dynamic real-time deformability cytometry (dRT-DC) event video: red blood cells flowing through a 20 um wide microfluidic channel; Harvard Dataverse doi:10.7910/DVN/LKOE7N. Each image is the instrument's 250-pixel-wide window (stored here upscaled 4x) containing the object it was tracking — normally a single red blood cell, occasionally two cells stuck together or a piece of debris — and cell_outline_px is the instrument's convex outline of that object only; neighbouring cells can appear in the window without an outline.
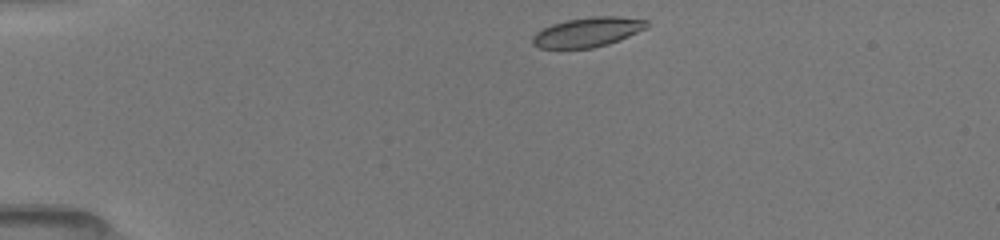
{"species": "common noctule bat (a hibernating species)", "species_latin": "Nyctalus noctula", "temperature_condition": "room temperature", "stored_images_in_passage": 41, "camera_frame_rate_fps": 3000, "um_per_image_px": 0.085, "animal": {"sex": "female", "body_mass_g": 19.5, "forearm_length_mm": 54.1}, "frame": {"image": 1, "passage_image": 1, "time_ms": 0.0, "image_size_px": [1000, 240], "cell_outline_px": [[648, 28], [620, 40], [608, 44], [592, 48], [540, 48], [532, 44], [532, 36], [536, 32], [552, 24], [568, 20], [592, 16], [616, 16], [648, 20]], "centroid_in_image_um": [49.97, 2.73], "position_along_channel_um": 35.0, "area_um2": 19.71}}
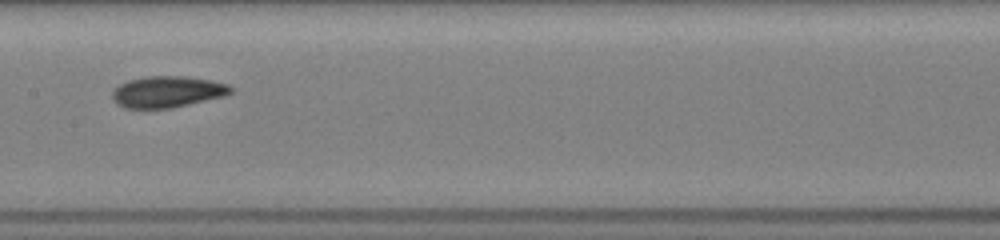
{"frame": {"image": 2, "passage_image": 17, "time_ms": 5.333, "image_size_px": [1000, 240], "cell_outline_px": [[232, 92], [224, 96], [172, 108], [124, 108], [116, 104], [112, 100], [112, 92], [120, 84], [128, 80], [144, 76], [184, 76], [208, 80], [228, 84], [232, 88]], "centroid_in_image_um": [14.19, 7.8], "position_along_channel_um": 193.2, "area_um2": 21.62}}
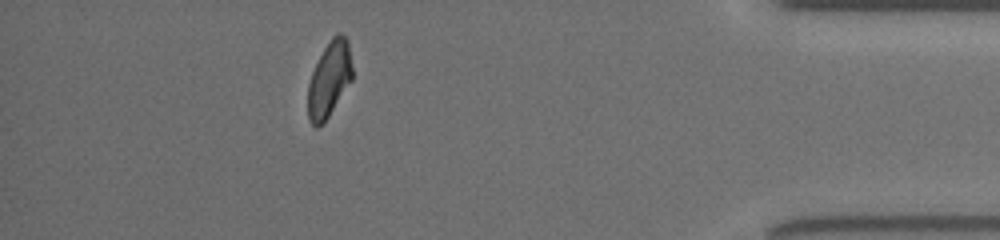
{"frame": {"image": 3, "passage_image": 36, "time_ms": 11.667, "image_size_px": [1000, 240], "cell_outline_px": [[352, 80], [328, 116], [316, 128], [308, 120], [308, 84], [312, 72], [324, 48], [332, 36], [336, 32], [340, 32], [348, 40], [352, 68]], "centroid_in_image_um": [27.99, 6.7], "position_along_channel_um": 407.2, "area_um2": 19.31}, "authors_computed_cell_mechanics": {"area_um2": 20.6346, "velocity_mm_per_s": 4.0289, "shape_relaxation_time_tau1_ms": 3.5486, "shape_relaxation_time_tau2_ms": 3.386, "deformation_change_tau1": 0.1251, "deformation_change_tau2": 0.0877}}